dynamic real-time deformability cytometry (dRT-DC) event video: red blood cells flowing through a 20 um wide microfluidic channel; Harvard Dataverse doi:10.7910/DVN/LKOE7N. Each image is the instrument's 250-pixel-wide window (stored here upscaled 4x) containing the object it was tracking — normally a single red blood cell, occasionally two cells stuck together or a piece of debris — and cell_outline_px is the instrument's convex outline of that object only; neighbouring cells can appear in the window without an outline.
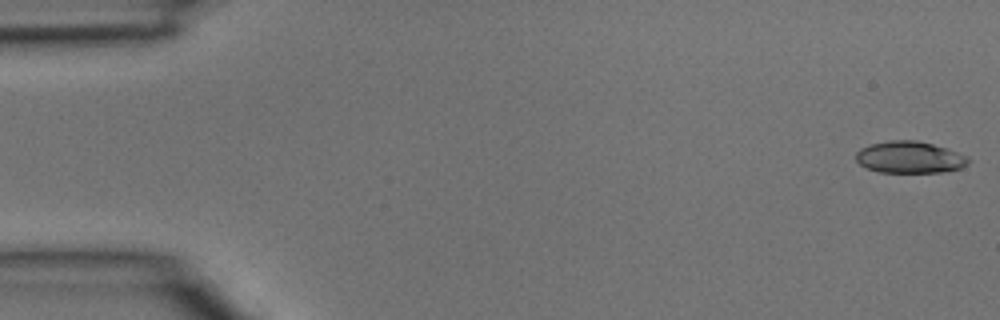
{"species": "common noctule bat (a hibernating species)", "species_latin": "Nyctalus noctula", "temperature_condition": "room temperature", "stored_images_in_passage": 5, "camera_frame_rate_fps": 3000, "um_per_image_px": 0.085, "animal": {"sex": "male", "body_mass_g": 15.6}, "frame": {"image": 1, "passage_image": 1, "time_ms": 0.0, "image_size_px": [1000, 320], "cell_outline_px": [[968, 164], [960, 168], [940, 172], [880, 172], [868, 168], [860, 164], [856, 160], [856, 152], [860, 148], [872, 144], [888, 140], [916, 140], [948, 148], [968, 156]], "centroid_in_image_um": [77.32, 13.36], "position_along_channel_um": 7.7, "area_um2": 20.75}}